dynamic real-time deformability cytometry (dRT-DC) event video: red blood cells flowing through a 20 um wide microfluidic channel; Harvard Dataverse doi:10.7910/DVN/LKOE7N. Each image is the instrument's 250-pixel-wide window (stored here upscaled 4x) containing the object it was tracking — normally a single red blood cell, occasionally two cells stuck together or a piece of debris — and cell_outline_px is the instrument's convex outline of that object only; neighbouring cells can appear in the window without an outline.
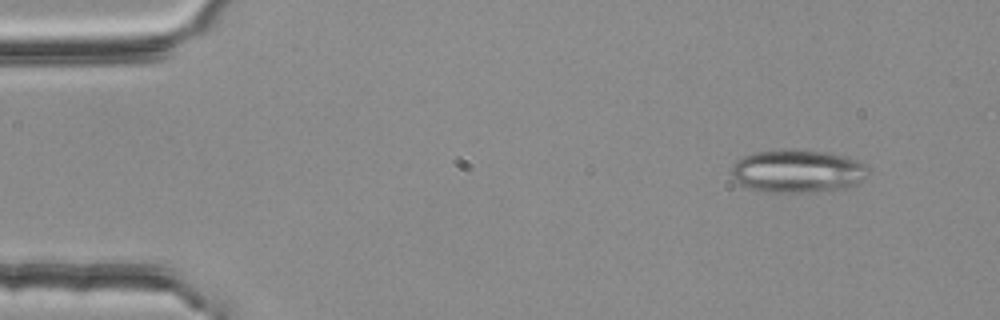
{"species": "common noctule bat (a hibernating species)", "species_latin": "Nyctalus noctula", "temperature_condition": "room temperature", "stored_images_in_passage": 45, "camera_frame_rate_fps": 3000, "um_per_image_px": 0.085, "animal": {"sex": "female", "body_mass_g": 25.1}, "frame": {"image": 1, "passage_image": 1, "time_ms": 0.0, "image_size_px": [1000, 320], "cell_outline_px": [[868, 172], [856, 184], [844, 188], [808, 192], [764, 192], [748, 188], [740, 184], [728, 172], [732, 164], [736, 160], [744, 156], [756, 152], [792, 148], [824, 152], [856, 160]], "centroid_in_image_um": [67.66, 14.55], "position_along_channel_um": 17.3, "area_um2": 33.99}}
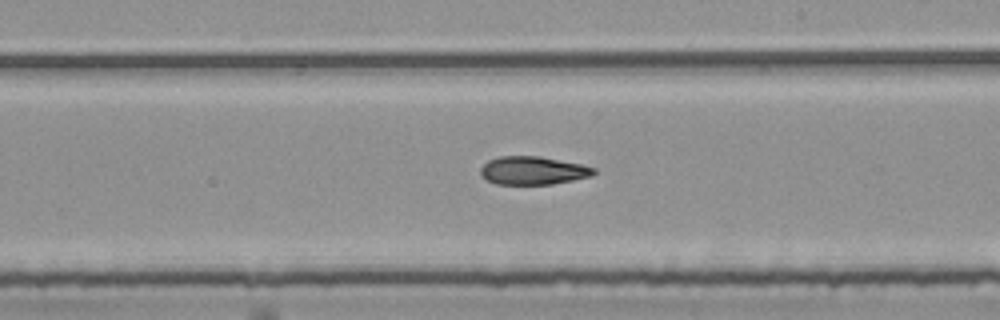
{"frame": {"image": 2, "passage_image": 27, "time_ms": 8.667, "image_size_px": [1000, 320], "cell_outline_px": [[596, 172], [592, 176], [552, 184], [496, 184], [488, 180], [480, 172], [480, 168], [488, 160], [500, 156], [540, 156], [580, 164], [596, 168]], "centroid_in_image_um": [45.31, 14.49], "position_along_channel_um": 243.7, "area_um2": 18.5}}
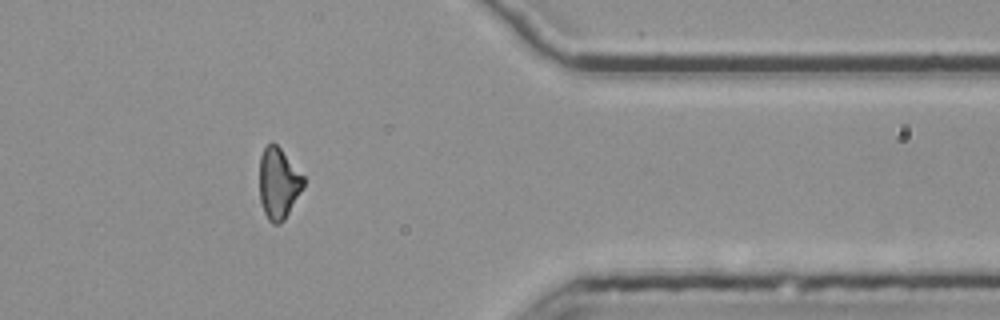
{"frame": {"image": 3, "passage_image": 40, "time_ms": 13.0, "image_size_px": [1000, 320], "cell_outline_px": [[304, 188], [284, 220], [280, 224], [272, 224], [268, 220], [264, 212], [260, 200], [260, 156], [264, 148], [272, 140], [280, 148], [304, 176]], "centroid_in_image_um": [23.67, 15.59], "position_along_channel_um": 387.7, "area_um2": 18.32}}